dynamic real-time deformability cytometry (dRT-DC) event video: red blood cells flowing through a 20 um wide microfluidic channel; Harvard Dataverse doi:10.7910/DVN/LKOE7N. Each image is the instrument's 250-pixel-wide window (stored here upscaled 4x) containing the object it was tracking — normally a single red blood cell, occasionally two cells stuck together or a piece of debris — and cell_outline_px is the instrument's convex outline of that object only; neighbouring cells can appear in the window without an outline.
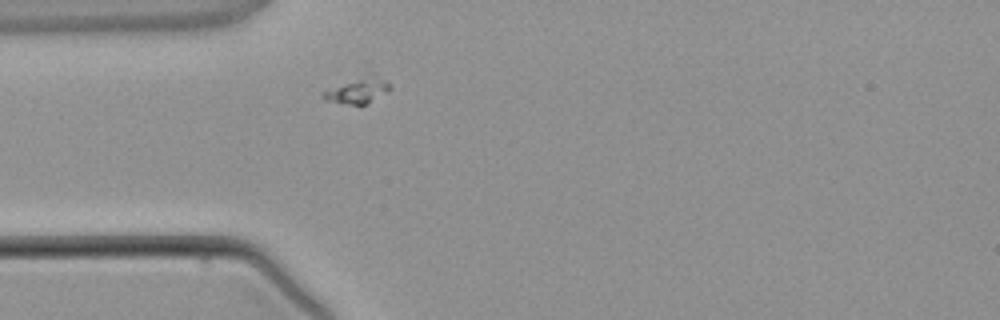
{"species": "common noctule bat (a hibernating species)", "species_latin": "Nyctalus noctula", "temperature_condition": "warm", "stored_images_in_passage": 1, "camera_frame_rate_fps": 3000, "um_per_image_px": 0.085, "animal": {"sex": "male", "body_mass_g": 21.5, "forearm_length_mm": 52.0}, "frame": {"image": 1, "passage_image": 1, "time_ms": 0.0, "image_size_px": [1000, 320], "cell_outline_px": [[392, 88], [388, 92], [364, 104], [352, 104], [324, 100], [320, 92], [328, 88], [372, 72], [388, 80], [392, 84]], "centroid_in_image_um": [30.46, 7.64], "position_along_channel_um": 54.5, "area_um2": 10.23}}